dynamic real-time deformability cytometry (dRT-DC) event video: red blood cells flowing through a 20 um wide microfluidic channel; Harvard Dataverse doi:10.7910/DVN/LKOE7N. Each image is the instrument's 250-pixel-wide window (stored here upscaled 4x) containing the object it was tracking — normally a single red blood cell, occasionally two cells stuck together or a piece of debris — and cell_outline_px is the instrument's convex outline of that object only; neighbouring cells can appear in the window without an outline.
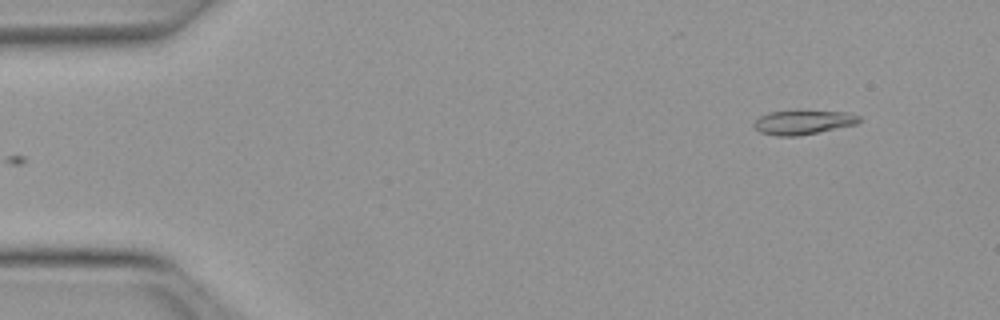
{"species": "Egyptian fruit bat (a non-hibernating species)", "species_latin": "Rousettus aegyptiacus", "temperature_condition": "warm", "stored_images_in_passage": 47, "camera_frame_rate_fps": 3000, "um_per_image_px": 0.085, "animal": {"sex": "female"}, "frame": {"image": 1, "passage_image": 1, "time_ms": 0.0, "image_size_px": [1000, 320], "cell_outline_px": [[860, 120], [856, 124], [800, 136], [776, 136], [760, 132], [752, 124], [760, 116], [768, 112], [796, 108], [848, 112], [860, 116]], "centroid_in_image_um": [68.25, 10.34], "position_along_channel_um": 16.7, "area_um2": 15.61}}
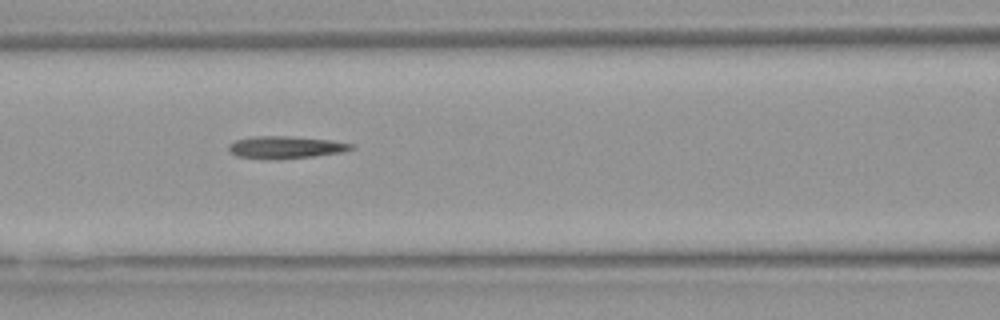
{"frame": {"image": 2, "passage_image": 18, "time_ms": 5.667, "image_size_px": [1000, 320], "cell_outline_px": [[356, 148], [344, 152], [312, 156], [276, 160], [268, 160], [236, 156], [228, 152], [228, 144], [236, 140], [252, 136], [292, 136], [332, 140], [356, 144]], "centroid_in_image_um": [24.28, 12.52], "position_along_channel_um": 142.3, "area_um2": 16.42}}
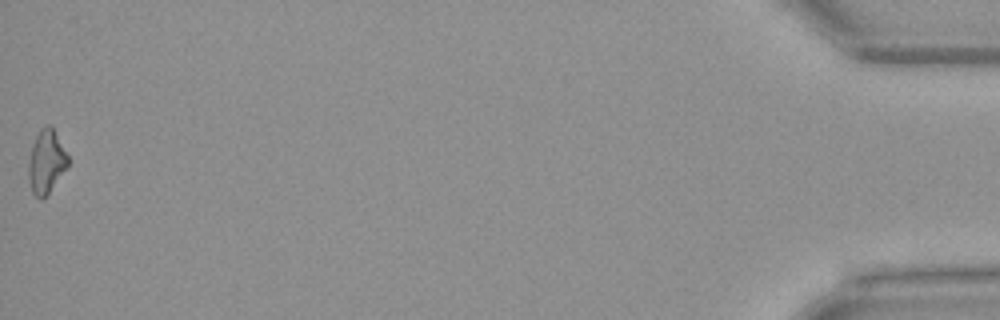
{"frame": {"image": 3, "passage_image": 47, "time_ms": 15.333, "image_size_px": [1000, 320], "cell_outline_px": [[68, 164], [48, 192], [40, 200], [32, 192], [28, 176], [28, 164], [32, 148], [36, 136], [40, 128], [48, 124], [52, 124], [68, 156]], "centroid_in_image_um": [3.92, 13.69], "position_along_channel_um": 431.3, "area_um2": 14.22}}